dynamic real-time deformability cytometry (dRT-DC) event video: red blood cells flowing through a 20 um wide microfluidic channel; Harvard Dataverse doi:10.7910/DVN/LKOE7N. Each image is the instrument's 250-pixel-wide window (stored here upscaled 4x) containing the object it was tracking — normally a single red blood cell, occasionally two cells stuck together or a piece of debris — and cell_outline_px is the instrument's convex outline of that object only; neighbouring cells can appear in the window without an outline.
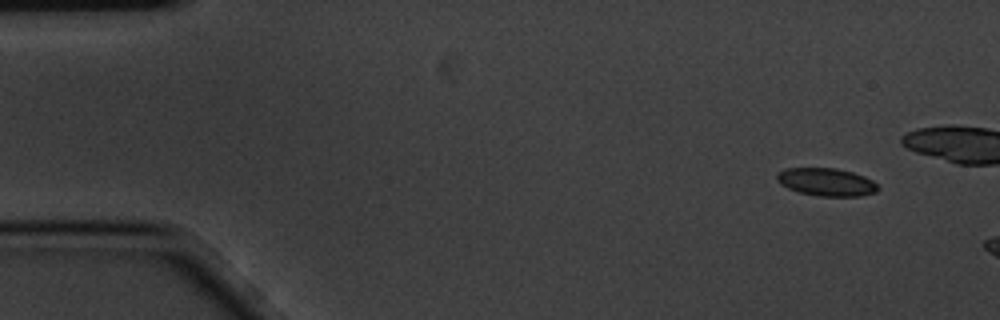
{"species": "common noctule bat (a hibernating species)", "species_latin": "Nyctalus noctula", "temperature_condition": "cold", "stored_images_in_passage": 3, "camera_frame_rate_fps": 3000, "um_per_image_px": 0.085, "animal": {"sex": "male", "body_mass_g": 20.1, "forearm_length_mm": 53.5}, "frame": {"image": 1, "passage_image": 1, "time_ms": 0.0, "image_size_px": [1000, 320], "cell_outline_px": [[880, 188], [876, 192], [860, 196], [816, 196], [800, 192], [788, 188], [780, 184], [776, 180], [776, 176], [784, 168], [836, 168], [852, 172], [864, 176], [872, 180]], "centroid_in_image_um": [70.24, 15.47], "position_along_channel_um": 14.8, "area_um2": 16.42}}